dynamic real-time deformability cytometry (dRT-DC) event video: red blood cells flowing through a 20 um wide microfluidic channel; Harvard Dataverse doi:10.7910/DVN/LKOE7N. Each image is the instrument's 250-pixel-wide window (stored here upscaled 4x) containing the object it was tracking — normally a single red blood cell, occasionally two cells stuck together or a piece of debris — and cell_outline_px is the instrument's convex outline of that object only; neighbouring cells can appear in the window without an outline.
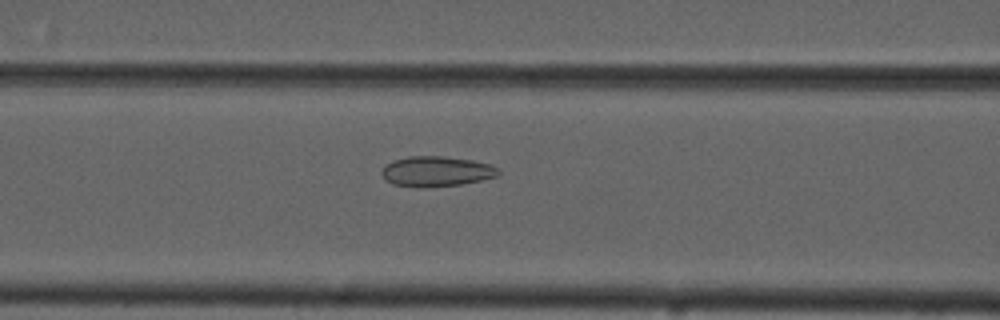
{"species": "common noctule bat (a hibernating species)", "species_latin": "Nyctalus noctula", "temperature_condition": "cold", "stored_images_in_passage": 45, "camera_frame_rate_fps": 3000, "um_per_image_px": 0.085, "animal": {"sex": "male", "forearm_length_mm": 52.5}, "frame": {"image": 1, "passage_image": 13, "time_ms": 4.0, "image_size_px": [1000, 320], "cell_outline_px": [[500, 176], [460, 184], [392, 184], [380, 172], [388, 164], [396, 160], [408, 156], [444, 156], [472, 160], [492, 164], [500, 168]], "centroid_in_image_um": [37.22, 14.51], "position_along_channel_um": 129.4, "area_um2": 19.54}}
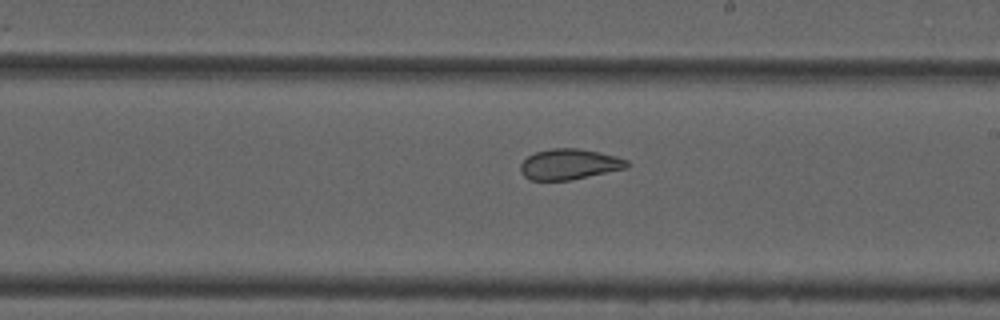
{"frame": {"image": 2, "passage_image": 22, "time_ms": 7.0, "image_size_px": [1000, 320], "cell_outline_px": [[628, 168], [572, 180], [528, 180], [520, 172], [520, 164], [528, 156], [536, 152], [552, 148], [576, 148], [616, 156], [628, 160]], "centroid_in_image_um": [48.38, 13.97], "position_along_channel_um": 240.6, "area_um2": 19.02}}
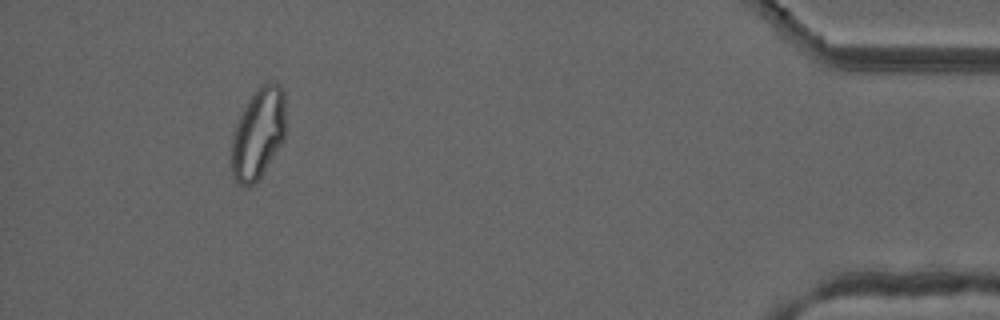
{"frame": {"image": 3, "passage_image": 41, "time_ms": 13.333, "image_size_px": [1000, 320], "cell_outline_px": [[284, 140], [260, 176], [252, 184], [240, 184], [236, 180], [232, 172], [232, 136], [236, 124], [248, 100], [268, 80], [276, 80], [284, 88]], "centroid_in_image_um": [21.97, 11.29], "position_along_channel_um": 413.2, "area_um2": 28.15}, "authors_computed_cell_mechanics": {"area_um2": 21.4438, "velocity_mm_per_s": 3.7141, "shape_relaxation_time_tau1_ms": null, "shape_relaxation_time_tau2_ms": 1.6515, "deformation_change_tau1": null, "deformation_change_tau2": 0.0718}}